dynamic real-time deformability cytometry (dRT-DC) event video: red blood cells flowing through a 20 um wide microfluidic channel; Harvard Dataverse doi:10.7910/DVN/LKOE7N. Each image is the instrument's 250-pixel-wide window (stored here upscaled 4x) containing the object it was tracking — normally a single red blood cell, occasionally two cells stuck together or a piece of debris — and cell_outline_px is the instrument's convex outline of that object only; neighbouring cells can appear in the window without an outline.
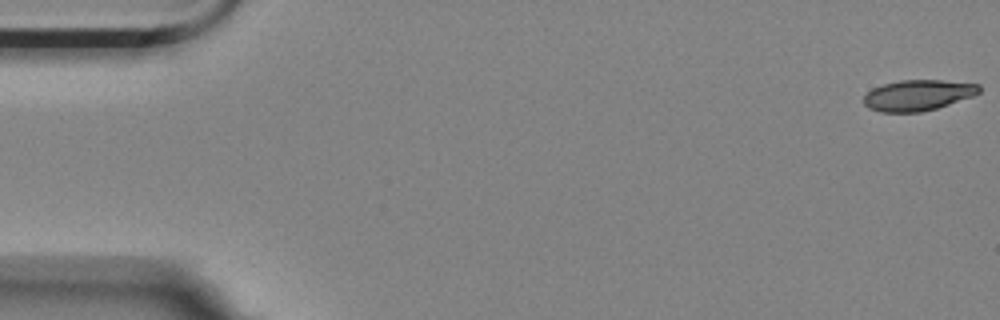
{"species": "Egyptian fruit bat (a non-hibernating species)", "species_latin": "Rousettus aegyptiacus", "temperature_condition": "room temperature", "stored_images_in_passage": 4, "camera_frame_rate_fps": 3000, "um_per_image_px": 0.085, "animal": {"sex": "female"}, "frame": {"image": 1, "passage_image": 1, "time_ms": 0.0, "image_size_px": [1000, 320], "cell_outline_px": [[980, 92], [972, 96], [936, 108], [920, 112], [880, 112], [868, 108], [864, 104], [864, 96], [872, 88], [884, 84], [900, 80], [940, 80], [980, 84]], "centroid_in_image_um": [78.0, 8.09], "position_along_channel_um": 7.0, "area_um2": 20.58}}